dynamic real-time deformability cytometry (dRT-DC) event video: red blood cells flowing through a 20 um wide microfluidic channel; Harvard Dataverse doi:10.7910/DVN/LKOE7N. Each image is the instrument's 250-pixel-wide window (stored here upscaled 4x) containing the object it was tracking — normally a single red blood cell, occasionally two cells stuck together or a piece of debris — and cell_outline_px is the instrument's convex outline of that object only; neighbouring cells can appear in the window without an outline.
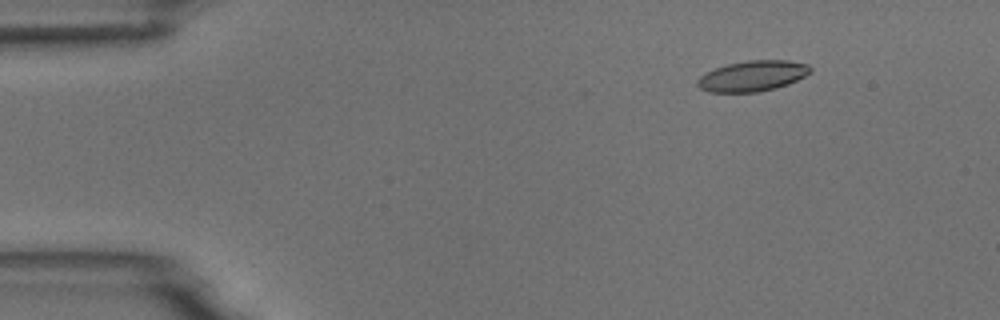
{"species": "common noctule bat (a hibernating species)", "species_latin": "Nyctalus noctula", "temperature_condition": "room temperature", "stored_images_in_passage": 6, "camera_frame_rate_fps": 3000, "um_per_image_px": 0.085, "animal": {"sex": "male", "body_mass_g": 18.8}, "frame": {"image": 1, "passage_image": 2, "time_ms": 1.0, "image_size_px": [1000, 320], "cell_outline_px": [[812, 72], [788, 84], [776, 88], [756, 92], [708, 92], [700, 88], [696, 84], [696, 80], [700, 76], [716, 68], [728, 64], [748, 60], [788, 60], [808, 64], [812, 68]], "centroid_in_image_um": [63.98, 6.46], "position_along_channel_um": 21.0, "area_um2": 20.11}}
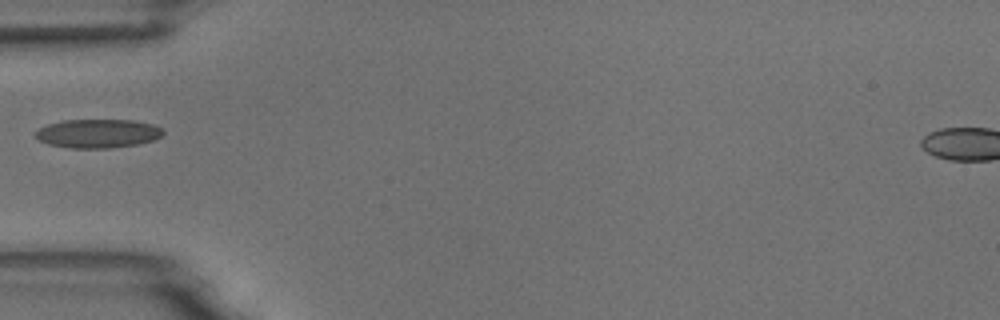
{"frame": {"image": 2, "passage_image": 5, "time_ms": 4.667, "image_size_px": [1000, 320], "cell_outline_px": [[164, 132], [160, 136], [152, 140], [136, 144], [108, 148], [72, 148], [48, 144], [40, 140], [32, 132], [48, 124], [64, 120], [132, 120], [152, 124], [164, 128]], "centroid_in_image_um": [8.3, 11.34], "position_along_channel_um": 76.7, "area_um2": 21.27}}